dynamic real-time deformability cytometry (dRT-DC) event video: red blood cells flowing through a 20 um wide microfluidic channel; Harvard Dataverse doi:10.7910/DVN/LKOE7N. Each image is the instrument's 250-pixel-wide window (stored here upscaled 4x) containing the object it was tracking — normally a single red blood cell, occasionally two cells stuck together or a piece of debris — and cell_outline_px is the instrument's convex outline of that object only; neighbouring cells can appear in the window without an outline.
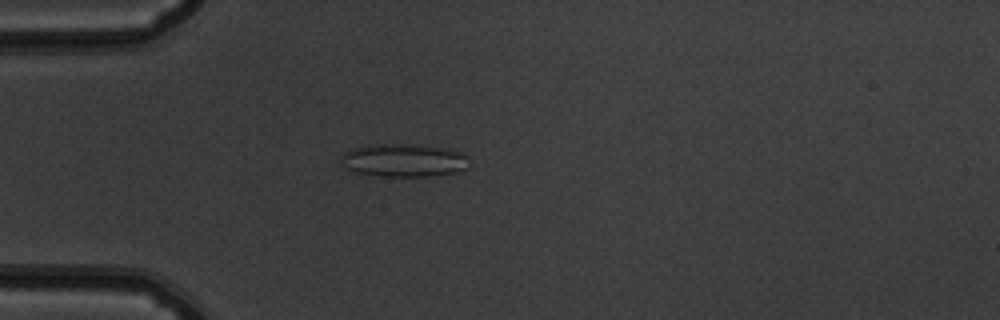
{"species": "common noctule bat (a hibernating species)", "species_latin": "Nyctalus noctula", "temperature_condition": "warm", "stored_images_in_passage": 53, "camera_frame_rate_fps": 3000, "um_per_image_px": 0.085, "animal": {"sex": "male", "body_mass_g": 19.5, "forearm_length_mm": 54.6}, "frame": {"image": 1, "passage_image": 16, "time_ms": 5.0, "image_size_px": [1000, 320], "cell_outline_px": [[468, 168], [456, 172], [428, 176], [380, 176], [356, 172], [340, 164], [340, 160], [344, 152], [352, 148], [368, 144], [408, 144], [448, 148], [460, 152], [464, 156]], "centroid_in_image_um": [34.26, 13.62], "position_along_channel_um": 50.7, "area_um2": 24.57}}
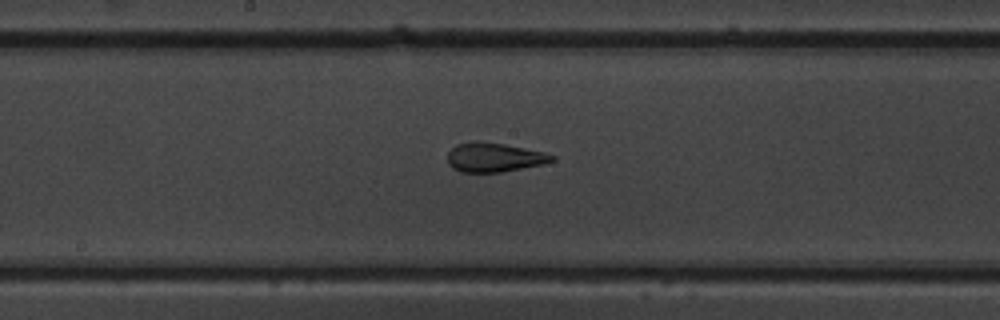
{"frame": {"image": 2, "passage_image": 29, "time_ms": 9.333, "image_size_px": [1000, 320], "cell_outline_px": [[556, 160], [544, 164], [500, 172], [460, 172], [452, 168], [448, 164], [448, 152], [456, 144], [504, 144], [544, 152], [556, 156]], "centroid_in_image_um": [42.05, 13.42], "position_along_channel_um": 206.2, "area_um2": 17.17}}
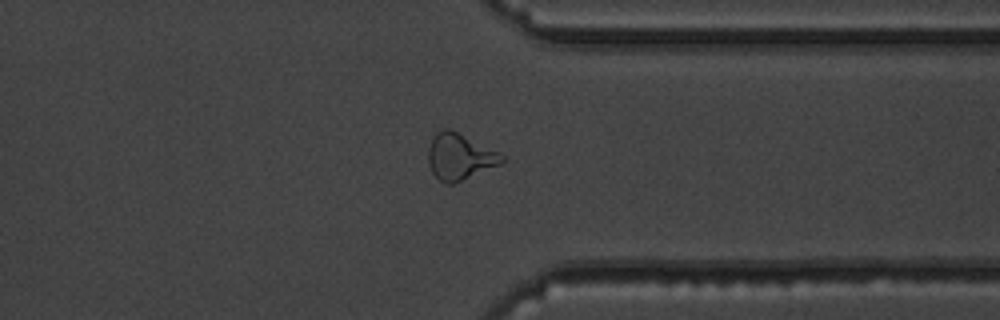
{"frame": {"image": 3, "passage_image": 42, "time_ms": 13.667, "image_size_px": [1000, 320], "cell_outline_px": [[504, 160], [500, 164], [452, 184], [448, 184], [440, 180], [432, 172], [428, 164], [428, 148], [436, 132], [444, 128], [448, 128], [504, 156]], "centroid_in_image_um": [39.02, 13.33], "position_along_channel_um": 372.4, "area_um2": 19.13}, "authors_computed_cell_mechanics": {"area_um2": 20.23, "velocity_mm_per_s": 3.8788, "shape_relaxation_time_tau1_ms": null, "shape_relaxation_time_tau2_ms": 1.2631, "deformation_change_tau1": null, "deformation_change_tau2": 0.1032}}